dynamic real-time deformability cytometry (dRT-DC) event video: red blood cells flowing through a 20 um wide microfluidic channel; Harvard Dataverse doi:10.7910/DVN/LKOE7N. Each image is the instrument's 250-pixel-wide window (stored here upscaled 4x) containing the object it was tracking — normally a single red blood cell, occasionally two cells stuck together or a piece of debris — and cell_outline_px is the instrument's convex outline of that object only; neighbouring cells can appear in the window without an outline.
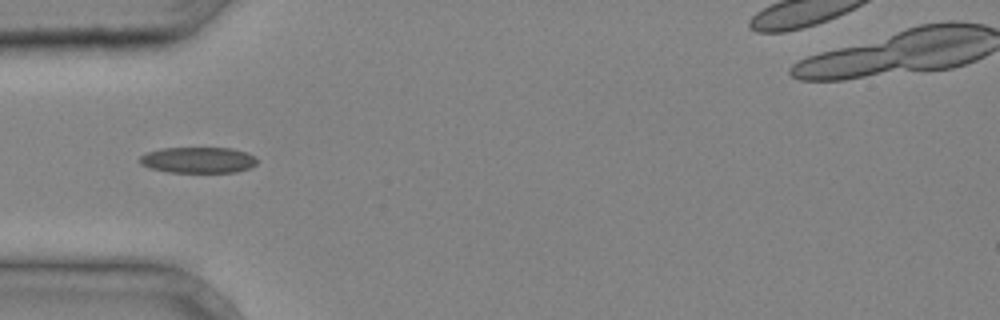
{"species": "common noctule bat (a hibernating species)", "species_latin": "Nyctalus noctula", "temperature_condition": "cold", "stored_images_in_passage": 4, "camera_frame_rate_fps": 3000, "um_per_image_px": 0.085, "animal": {"sex": "male", "body_mass_g": 20.4}, "frame": {"image": 1, "passage_image": 3, "time_ms": 0.667, "image_size_px": [1000, 320], "cell_outline_px": [[256, 164], [248, 168], [236, 172], [168, 172], [152, 168], [140, 164], [140, 156], [144, 152], [160, 148], [232, 148], [248, 152], [256, 156]], "centroid_in_image_um": [16.84, 13.59], "position_along_channel_um": 68.2, "area_um2": 17.86}}